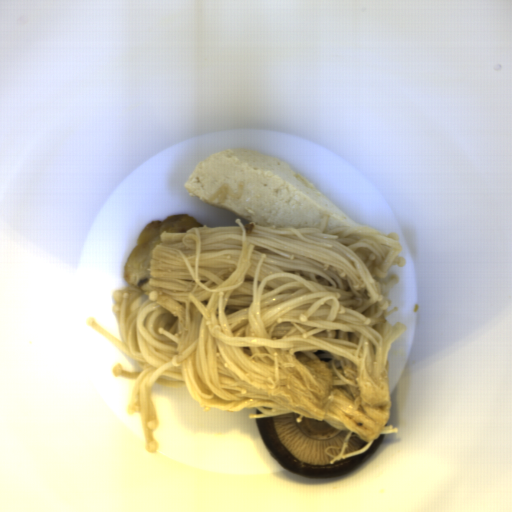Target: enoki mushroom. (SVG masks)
<instances>
[{
    "label": "enoki mushroom",
    "mask_w": 512,
    "mask_h": 512,
    "mask_svg": "<svg viewBox=\"0 0 512 512\" xmlns=\"http://www.w3.org/2000/svg\"><path fill=\"white\" fill-rule=\"evenodd\" d=\"M192 227L160 234L151 250L148 282L116 289L112 312L124 342L93 317L102 334L142 372L119 362L114 377L135 380L128 415L139 413L145 450L156 453L160 422L155 383L186 386L203 412L257 408L248 419L298 413L346 431L342 446L324 453L335 461L362 455L381 435L392 400L389 350L406 331L387 317L392 264L404 267L397 232L368 226ZM368 442L343 455L349 437Z\"/></svg>",
    "instance_id": "1"
}]
</instances>
